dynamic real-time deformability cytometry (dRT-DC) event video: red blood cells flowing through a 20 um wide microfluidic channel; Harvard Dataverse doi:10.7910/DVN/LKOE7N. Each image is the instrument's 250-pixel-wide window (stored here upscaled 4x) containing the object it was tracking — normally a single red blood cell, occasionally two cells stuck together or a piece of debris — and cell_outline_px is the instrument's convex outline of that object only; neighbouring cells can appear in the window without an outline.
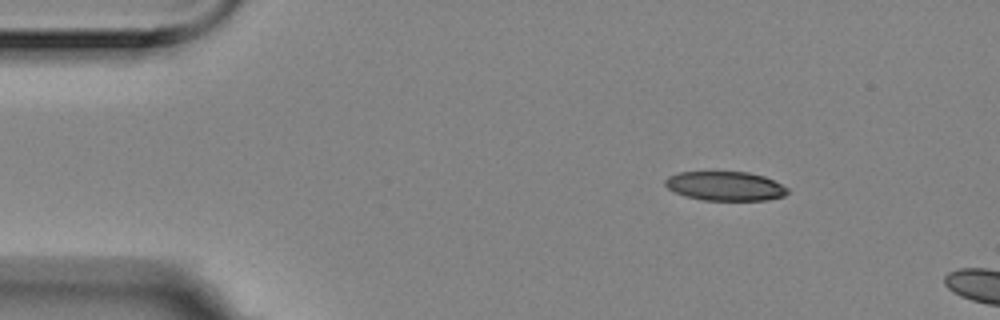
{"species": "Egyptian fruit bat (a non-hibernating species)", "species_latin": "Rousettus aegyptiacus", "temperature_condition": "room temperature", "stored_images_in_passage": 3, "camera_frame_rate_fps": 3000, "um_per_image_px": 0.085, "animal": {"sex": "female"}, "frame": {"image": 1, "passage_image": 1, "time_ms": 0.0, "image_size_px": [1000, 320], "cell_outline_px": [[788, 192], [784, 196], [768, 200], [704, 200], [684, 196], [668, 188], [664, 184], [664, 180], [668, 176], [680, 172], [748, 172], [764, 176], [788, 188]], "centroid_in_image_um": [61.63, 15.82], "position_along_channel_um": 23.4, "area_um2": 20.75}}